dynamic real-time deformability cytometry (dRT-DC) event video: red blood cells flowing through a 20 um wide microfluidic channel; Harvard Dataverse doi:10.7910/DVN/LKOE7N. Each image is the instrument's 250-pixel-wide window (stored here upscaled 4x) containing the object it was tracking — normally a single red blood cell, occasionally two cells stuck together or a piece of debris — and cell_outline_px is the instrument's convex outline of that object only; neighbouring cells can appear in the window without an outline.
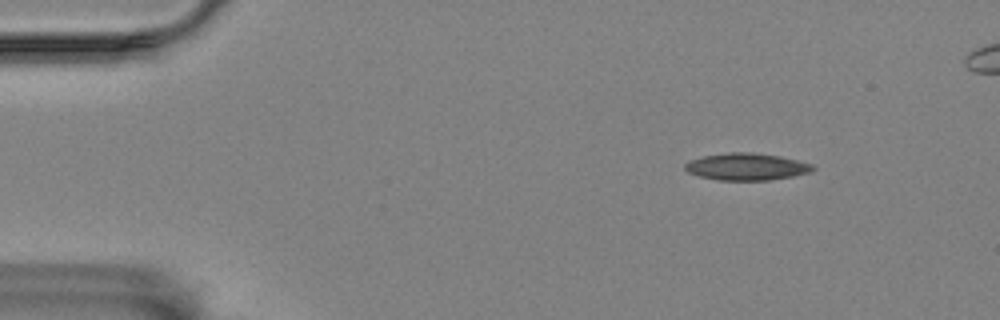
{"species": "Egyptian fruit bat (a non-hibernating species)", "species_latin": "Rousettus aegyptiacus", "temperature_condition": "room temperature", "stored_images_in_passage": 11, "camera_frame_rate_fps": 3000, "um_per_image_px": 0.085, "animal": {"sex": "female"}, "frame": {"image": 1, "passage_image": 1, "time_ms": 0.0, "image_size_px": [1000, 320], "cell_outline_px": [[816, 168], [812, 172], [792, 176], [768, 180], [716, 180], [700, 176], [688, 172], [684, 168], [684, 164], [692, 160], [704, 156], [728, 152], [752, 152], [780, 156], [812, 164]], "centroid_in_image_um": [63.47, 14.17], "position_along_channel_um": 21.5, "area_um2": 20.06}}